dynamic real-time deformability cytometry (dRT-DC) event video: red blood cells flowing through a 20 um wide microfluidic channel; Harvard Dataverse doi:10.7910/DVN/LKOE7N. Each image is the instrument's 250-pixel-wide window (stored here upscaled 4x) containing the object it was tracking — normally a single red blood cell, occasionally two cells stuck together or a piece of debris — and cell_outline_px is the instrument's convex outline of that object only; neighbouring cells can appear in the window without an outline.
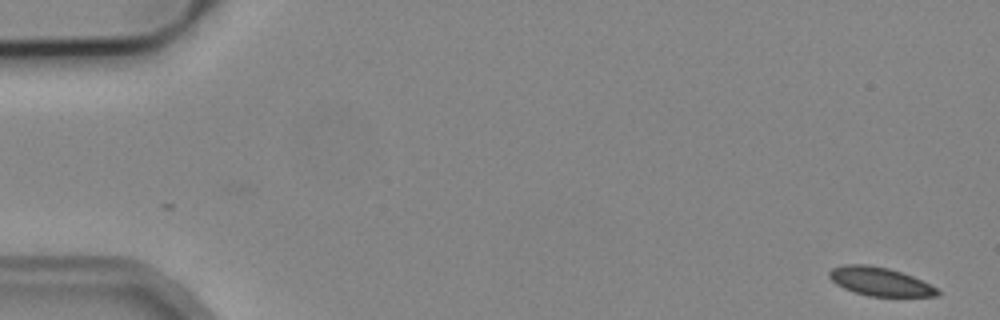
{"species": "common noctule bat (a hibernating species)", "species_latin": "Nyctalus noctula", "temperature_condition": "cold", "stored_images_in_passage": 4, "camera_frame_rate_fps": 3000, "um_per_image_px": 0.085, "animal": {"sex": "male", "body_mass_g": 19.2, "forearm_length_mm": 51.8}, "frame": {"image": 1, "passage_image": 1, "time_ms": 0.0, "image_size_px": [1000, 320], "cell_outline_px": [[940, 292], [936, 296], [868, 296], [844, 288], [836, 284], [828, 276], [828, 272], [832, 268], [844, 264], [868, 264], [888, 268], [912, 276], [936, 288]], "centroid_in_image_um": [74.74, 23.92], "position_along_channel_um": 10.3, "area_um2": 17.74}}
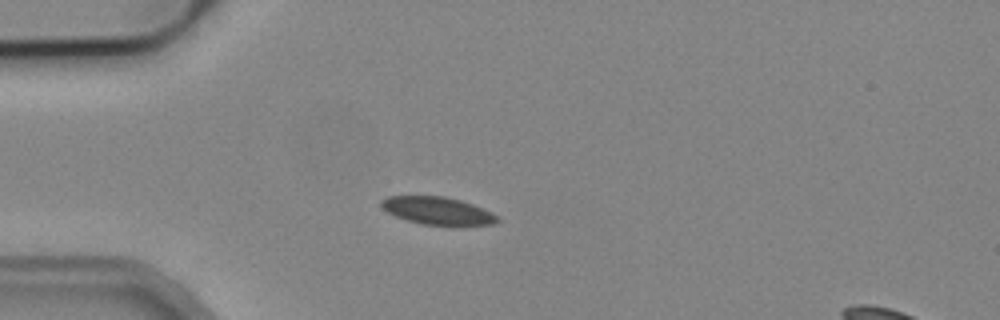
{"frame": {"image": 2, "passage_image": 4, "time_ms": 4.333, "image_size_px": [1000, 320], "cell_outline_px": [[500, 220], [492, 224], [464, 228], [452, 228], [420, 224], [396, 216], [388, 212], [380, 204], [380, 200], [388, 196], [444, 196], [460, 200], [472, 204], [492, 212]], "centroid_in_image_um": [37.26, 17.97], "position_along_channel_um": 47.7, "area_um2": 19.42}}